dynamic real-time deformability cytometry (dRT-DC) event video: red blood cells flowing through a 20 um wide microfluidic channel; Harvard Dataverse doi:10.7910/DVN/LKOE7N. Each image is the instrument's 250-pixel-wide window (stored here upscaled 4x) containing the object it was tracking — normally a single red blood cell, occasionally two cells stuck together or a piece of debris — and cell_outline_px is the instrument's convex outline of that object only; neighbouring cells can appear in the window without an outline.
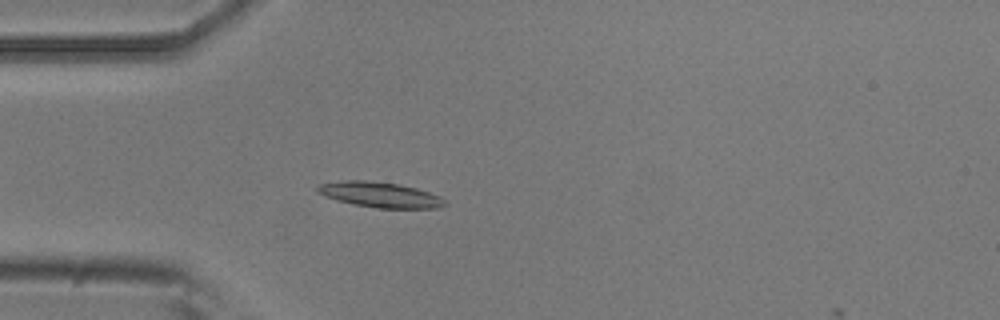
{"species": "common noctule bat (a hibernating species)", "species_latin": "Nyctalus noctula", "temperature_condition": "room temperature", "stored_images_in_passage": 5, "camera_frame_rate_fps": 3000, "um_per_image_px": 0.085, "animal": {"sex": "male", "body_mass_g": 20.5, "forearm_length_mm": 52.5}, "frame": {"image": 1, "passage_image": 4, "time_ms": 1.0, "image_size_px": [1000, 320], "cell_outline_px": [[448, 204], [436, 208], [376, 208], [352, 204], [336, 200], [324, 196], [316, 192], [316, 188], [320, 184], [344, 180], [364, 180], [400, 184], [416, 188], [440, 196]], "centroid_in_image_um": [32.28, 16.55], "position_along_channel_um": 52.7, "area_um2": 18.84}}